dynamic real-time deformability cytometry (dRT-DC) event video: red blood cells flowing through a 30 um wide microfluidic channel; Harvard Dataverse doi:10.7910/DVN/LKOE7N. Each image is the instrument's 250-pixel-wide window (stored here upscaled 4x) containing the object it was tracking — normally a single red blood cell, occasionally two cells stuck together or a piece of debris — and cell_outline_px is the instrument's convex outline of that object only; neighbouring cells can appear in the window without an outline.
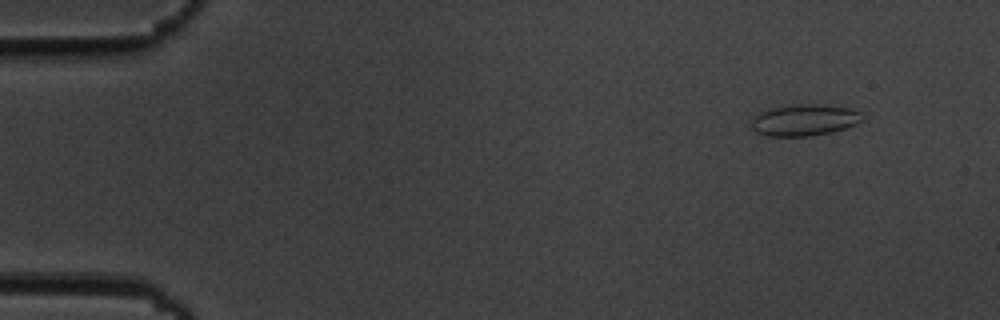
{"species": "common noctule bat (a hibernating species)", "species_latin": "Nyctalus noctula", "temperature_condition": "cold", "stored_images_in_passage": 52, "camera_frame_rate_fps": 3000, "um_per_image_px": 0.085, "animal": {"sex": "male", "body_mass_g": 19.5, "forearm_length_mm": 54.6}, "frame": {"image": 1, "passage_image": 2, "time_ms": 0.333, "image_size_px": [1000, 320], "cell_outline_px": [[864, 120], [856, 124], [832, 132], [812, 136], [768, 136], [756, 132], [752, 128], [752, 120], [760, 112], [768, 108], [792, 104], [824, 104], [852, 108], [860, 112], [864, 116]], "centroid_in_image_um": [68.41, 10.19], "position_along_channel_um": 16.6, "area_um2": 20.63}}
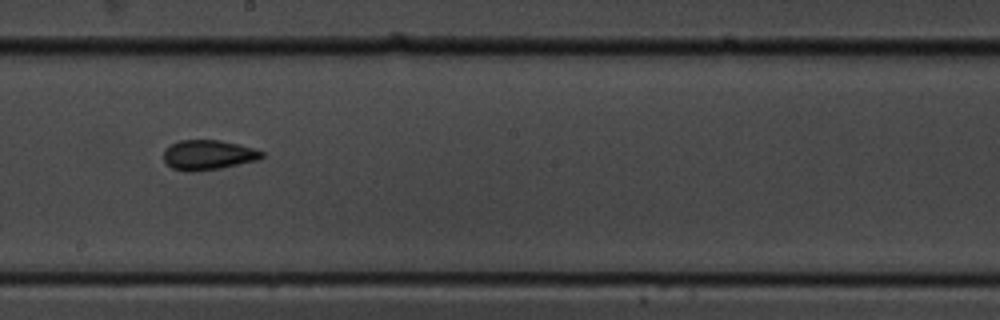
{"frame": {"image": 2, "passage_image": 28, "time_ms": 9.0, "image_size_px": [1000, 320], "cell_outline_px": [[264, 156], [256, 160], [220, 168], [196, 172], [184, 172], [172, 168], [164, 160], [164, 152], [172, 144], [180, 140], [220, 140], [252, 148], [264, 152]], "centroid_in_image_um": [17.67, 13.18], "position_along_channel_um": 230.5, "area_um2": 16.88}}
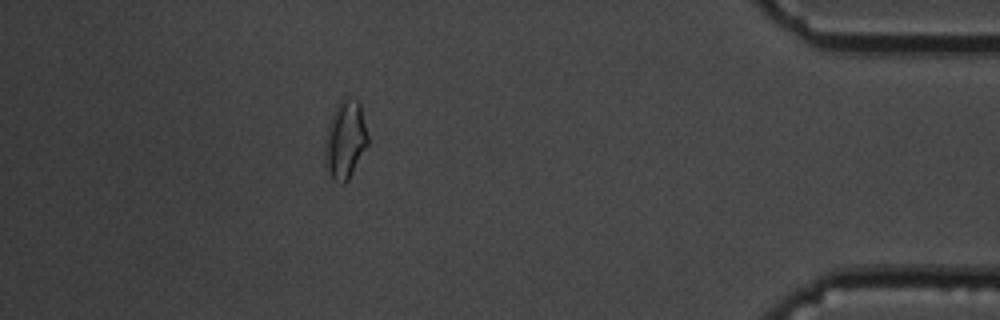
{"frame": {"image": 3, "passage_image": 46, "time_ms": 15.0, "image_size_px": [1000, 320], "cell_outline_px": [[368, 144], [348, 180], [344, 184], [340, 184], [332, 176], [324, 164], [324, 140], [328, 124], [332, 112], [336, 104], [344, 96], [348, 96], [360, 100], [368, 136]], "centroid_in_image_um": [29.33, 11.81], "position_along_channel_um": 405.9, "area_um2": 20.0}, "authors_computed_cell_mechanics": {"area_um2": 17.051, "velocity_mm_per_s": 3.6611, "shape_relaxation_time_tau1_ms": 5.2627, "shape_relaxation_time_tau2_ms": 1.7726, "deformation_change_tau1": 0.1105, "deformation_change_tau2": 0.067}}